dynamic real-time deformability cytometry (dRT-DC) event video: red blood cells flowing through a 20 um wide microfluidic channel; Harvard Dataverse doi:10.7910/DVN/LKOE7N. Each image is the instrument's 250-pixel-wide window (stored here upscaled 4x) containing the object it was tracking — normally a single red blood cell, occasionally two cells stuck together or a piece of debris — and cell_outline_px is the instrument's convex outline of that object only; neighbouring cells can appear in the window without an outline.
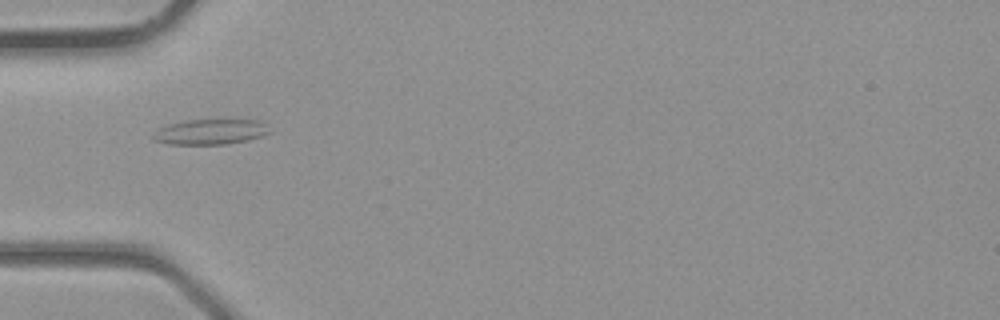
{"species": "common noctule bat (a hibernating species)", "species_latin": "Nyctalus noctula", "temperature_condition": "room temperature", "stored_images_in_passage": 32, "camera_frame_rate_fps": 3000, "um_per_image_px": 0.085, "animal": {"sex": "male", "body_mass_g": 23.1, "forearm_length_mm": 52.7}, "frame": {"image": 1, "passage_image": 6, "time_ms": 1.667, "image_size_px": [1000, 320], "cell_outline_px": [[272, 132], [248, 140], [224, 144], [168, 144], [152, 140], [152, 136], [160, 128], [168, 124], [188, 120], [260, 120]], "centroid_in_image_um": [17.88, 11.21], "position_along_channel_um": 67.1, "area_um2": 16.99}}
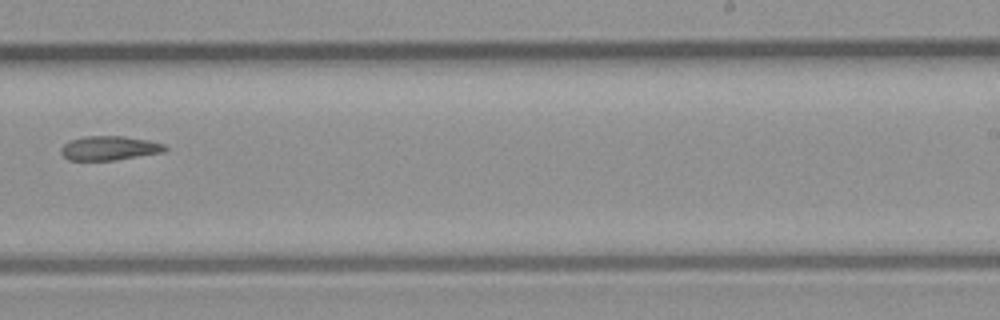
{"frame": {"image": 2, "passage_image": 18, "time_ms": 5.667, "image_size_px": [1000, 320], "cell_outline_px": [[168, 148], [164, 152], [116, 160], [68, 160], [60, 152], [60, 148], [64, 144], [72, 140], [84, 136], [124, 136], [148, 140], [164, 144]], "centroid_in_image_um": [9.31, 12.59], "position_along_channel_um": 279.7, "area_um2": 14.68}}
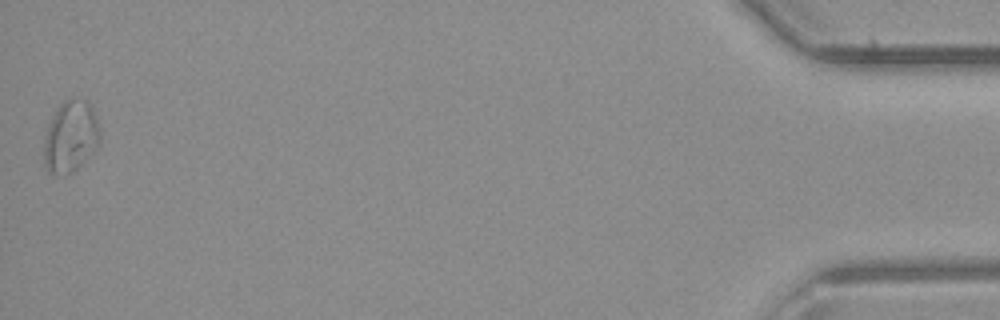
{"frame": {"image": 3, "passage_image": 32, "time_ms": 10.333, "image_size_px": [1000, 320], "cell_outline_px": [[100, 140], [92, 152], [72, 172], [60, 176], [56, 176], [48, 172], [44, 164], [44, 140], [48, 124], [60, 104], [64, 100], [88, 100], [96, 116], [100, 128]], "centroid_in_image_um": [5.99, 11.63], "position_along_channel_um": 429.2, "area_um2": 23.18}}